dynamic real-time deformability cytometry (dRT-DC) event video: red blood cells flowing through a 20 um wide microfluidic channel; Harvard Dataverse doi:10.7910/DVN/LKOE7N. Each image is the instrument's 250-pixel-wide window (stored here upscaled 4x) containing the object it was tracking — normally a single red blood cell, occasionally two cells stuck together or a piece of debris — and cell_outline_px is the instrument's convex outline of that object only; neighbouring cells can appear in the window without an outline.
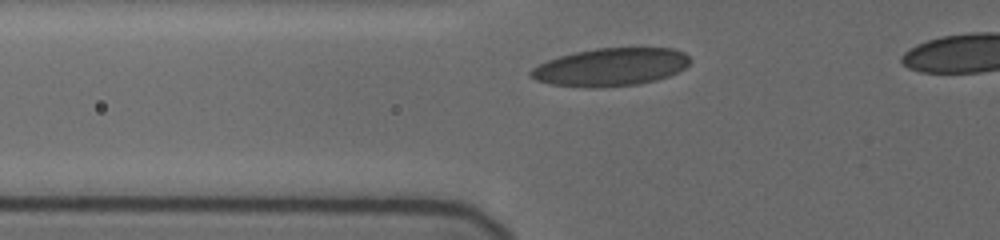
{"species": "human", "species_latin": "Homo sapiens", "temperature_condition": "cold", "stored_images_in_passage": 8, "camera_frame_rate_fps": 3000, "um_per_image_px": 0.085, "donor": {"sex": "female"}, "frame": {"image": 1, "passage_image": 6, "time_ms": 3.0, "image_size_px": [1000, 240], "cell_outline_px": [[688, 64], [684, 68], [668, 76], [656, 80], [636, 84], [596, 88], [588, 88], [552, 84], [536, 80], [528, 72], [532, 68], [548, 60], [560, 56], [576, 52], [596, 48], [672, 48], [684, 52], [688, 56]], "centroid_in_image_um": [51.9, 5.7], "position_along_channel_um": 73.9, "area_um2": 34.85}}